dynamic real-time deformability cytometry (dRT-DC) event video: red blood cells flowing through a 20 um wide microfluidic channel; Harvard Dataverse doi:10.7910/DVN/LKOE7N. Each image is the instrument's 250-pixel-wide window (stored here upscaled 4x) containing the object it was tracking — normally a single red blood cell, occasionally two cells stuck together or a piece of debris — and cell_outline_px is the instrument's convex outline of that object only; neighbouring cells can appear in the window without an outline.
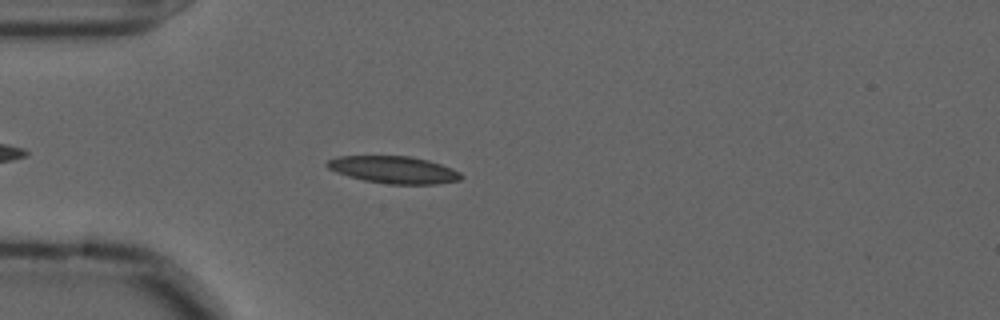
{"species": "common noctule bat (a hibernating species)", "species_latin": "Nyctalus noctula", "temperature_condition": "cold", "stored_images_in_passage": 46, "camera_frame_rate_fps": 3000, "um_per_image_px": 0.085, "animal": {"sex": "male", "forearm_length_mm": 52.5}, "frame": {"image": 1, "passage_image": 8, "time_ms": 2.333, "image_size_px": [1000, 320], "cell_outline_px": [[464, 176], [460, 180], [436, 184], [388, 184], [364, 180], [348, 176], [336, 172], [328, 168], [324, 164], [328, 160], [340, 156], [408, 156], [428, 160], [452, 168], [460, 172]], "centroid_in_image_um": [33.47, 14.43], "position_along_channel_um": 51.5, "area_um2": 21.21}}
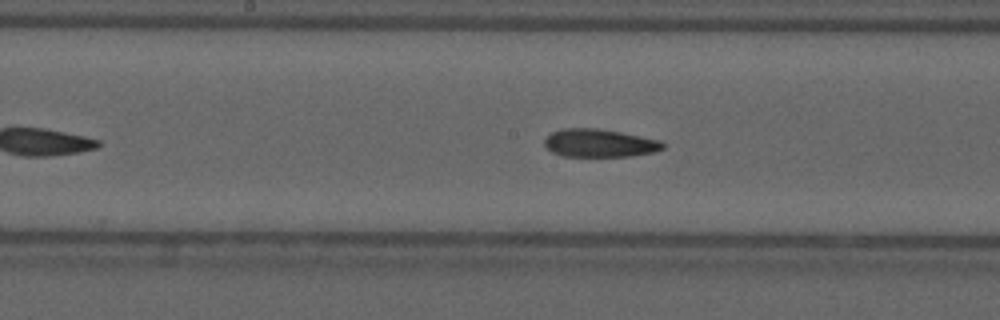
{"frame": {"image": 2, "passage_image": 21, "time_ms": 6.667, "image_size_px": [1000, 320], "cell_outline_px": [[664, 148], [652, 152], [632, 156], [564, 156], [552, 152], [544, 144], [544, 140], [552, 132], [564, 128], [596, 128], [620, 132], [660, 140], [664, 144]], "centroid_in_image_um": [50.95, 12.16], "position_along_channel_um": 197.3, "area_um2": 19.13}}
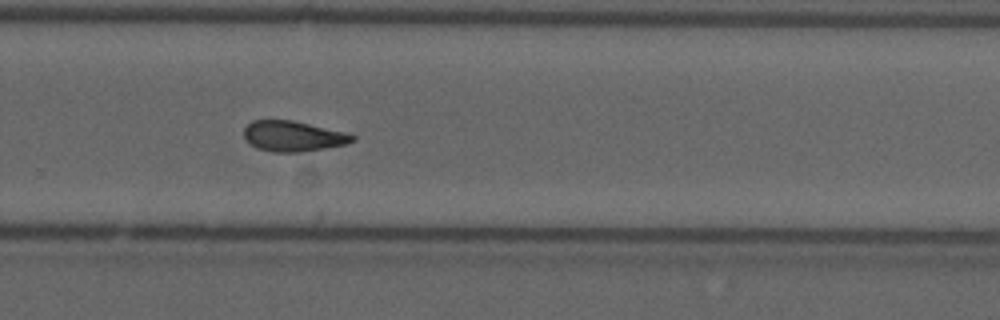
{"frame": {"image": 3, "passage_image": 30, "time_ms": 9.667, "image_size_px": [1000, 320], "cell_outline_px": [[356, 140], [348, 144], [300, 152], [272, 152], [256, 148], [244, 136], [244, 128], [252, 120], [292, 120], [348, 132], [356, 136]], "centroid_in_image_um": [24.96, 11.57], "position_along_channel_um": 304.8, "area_um2": 19.36}, "authors_computed_cell_mechanics": {"area_um2": 19.6809, "velocity_mm_per_s": 3.614, "shape_relaxation_time_tau1_ms": 10.4429, "shape_relaxation_time_tau2_ms": 5.8703, "deformation_change_tau1": 0.2176, "deformation_change_tau2": 0.1445}}